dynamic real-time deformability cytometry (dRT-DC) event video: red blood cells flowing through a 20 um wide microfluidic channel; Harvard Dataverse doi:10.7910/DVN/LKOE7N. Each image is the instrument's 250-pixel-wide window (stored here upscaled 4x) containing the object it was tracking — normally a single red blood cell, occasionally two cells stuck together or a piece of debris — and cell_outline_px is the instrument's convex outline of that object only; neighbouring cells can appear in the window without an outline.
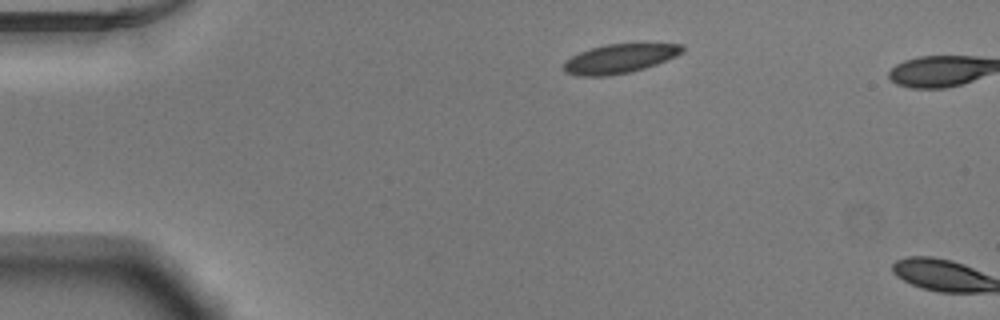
{"species": "Egyptian fruit bat (a non-hibernating species)", "species_latin": "Rousettus aegyptiacus", "temperature_condition": "warm", "stored_images_in_passage": 2, "camera_frame_rate_fps": 3000, "um_per_image_px": 0.085, "animal": {"sex": "male"}, "frame": {"image": 1, "passage_image": 1, "time_ms": 0.0, "image_size_px": [1000, 320], "cell_outline_px": [[684, 52], [676, 56], [656, 64], [644, 68], [628, 72], [608, 76], [576, 76], [564, 72], [564, 60], [580, 52], [592, 48], [608, 44], [684, 44]], "centroid_in_image_um": [52.65, 4.99], "position_along_channel_um": 32.4, "area_um2": 20.0}}